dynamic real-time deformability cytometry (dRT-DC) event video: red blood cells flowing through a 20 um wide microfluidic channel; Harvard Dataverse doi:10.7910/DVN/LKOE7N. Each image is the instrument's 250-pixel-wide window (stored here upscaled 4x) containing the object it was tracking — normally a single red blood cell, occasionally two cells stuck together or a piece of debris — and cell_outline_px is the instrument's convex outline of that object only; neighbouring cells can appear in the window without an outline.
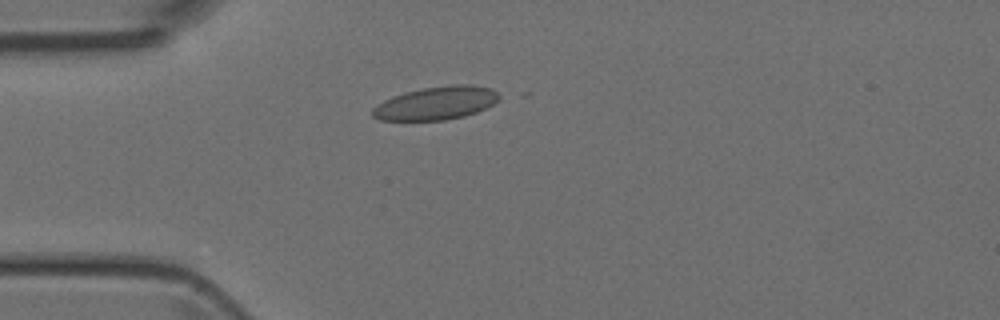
{"species": "Egyptian fruit bat (a non-hibernating species)", "species_latin": "Rousettus aegyptiacus", "temperature_condition": "room temperature", "stored_images_in_passage": 4, "camera_frame_rate_fps": 3000, "um_per_image_px": 0.085, "animal": {"sex": "female"}, "frame": {"image": 1, "passage_image": 4, "time_ms": 3.333, "image_size_px": [1000, 320], "cell_outline_px": [[500, 100], [476, 112], [464, 116], [444, 120], [380, 120], [372, 116], [372, 108], [384, 100], [392, 96], [404, 92], [424, 88], [452, 84], [472, 84], [492, 88], [500, 96]], "centroid_in_image_um": [37.08, 8.75], "position_along_channel_um": 47.9, "area_um2": 24.51}}